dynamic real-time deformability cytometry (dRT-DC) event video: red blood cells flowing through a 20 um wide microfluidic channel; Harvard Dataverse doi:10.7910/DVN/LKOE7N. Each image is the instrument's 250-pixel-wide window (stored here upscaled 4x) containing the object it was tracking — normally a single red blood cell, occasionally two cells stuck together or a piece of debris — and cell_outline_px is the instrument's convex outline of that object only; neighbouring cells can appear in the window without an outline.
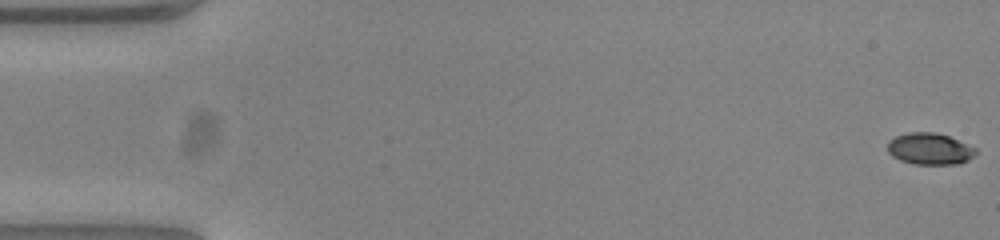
{"species": "common noctule bat (a hibernating species)", "species_latin": "Nyctalus noctula", "temperature_condition": "warm", "stored_images_in_passage": 53, "camera_frame_rate_fps": 3000, "um_per_image_px": 0.085, "animal": {"sex": "female", "body_mass_g": 23.0, "forearm_length_mm": 53.4}, "frame": {"image": 1, "passage_image": 1, "time_ms": 0.0, "image_size_px": [1000, 240], "cell_outline_px": [[976, 152], [968, 160], [960, 164], [912, 164], [900, 160], [892, 156], [888, 152], [888, 140], [896, 136], [908, 132], [936, 132], [948, 136], [976, 148]], "centroid_in_image_um": [79.0, 12.65], "position_along_channel_um": 6.0, "area_um2": 16.24}}
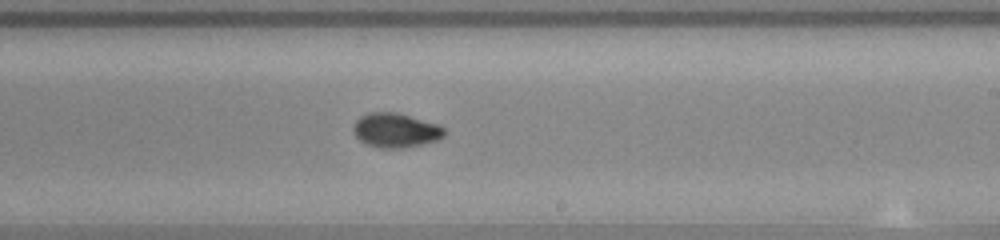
{"frame": {"image": 2, "passage_image": 32, "time_ms": 10.333, "image_size_px": [1000, 240], "cell_outline_px": [[444, 136], [436, 140], [404, 148], [380, 148], [368, 144], [360, 140], [352, 132], [352, 128], [356, 120], [360, 116], [368, 112], [396, 112], [436, 124], [444, 128]], "centroid_in_image_um": [33.57, 11.07], "position_along_channel_um": 255.4, "area_um2": 18.03}}
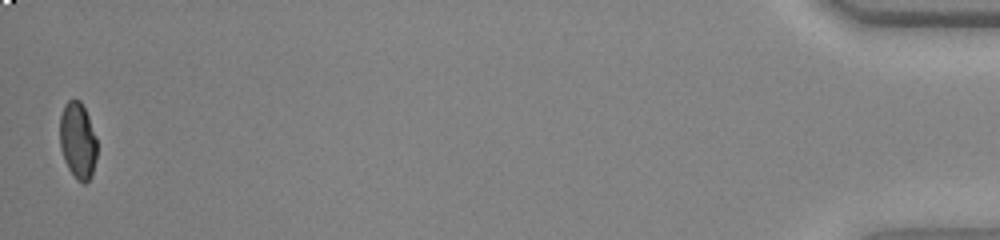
{"frame": {"image": 3, "passage_image": 53, "time_ms": 17.333, "image_size_px": [1000, 240], "cell_outline_px": [[96, 160], [92, 176], [84, 184], [76, 180], [68, 168], [64, 160], [60, 148], [60, 116], [64, 104], [68, 100], [80, 100], [88, 116], [96, 136]], "centroid_in_image_um": [6.6, 11.97], "position_along_channel_um": 428.6, "area_um2": 16.7}, "authors_computed_cell_mechanics": {"area_um2": 17.629, "velocity_mm_per_s": 3.8778, "shape_relaxation_time_tau1_ms": 4.6663, "shape_relaxation_time_tau2_ms": 1.4405, "deformation_change_tau1": 0.1652, "deformation_change_tau2": 0.031}}